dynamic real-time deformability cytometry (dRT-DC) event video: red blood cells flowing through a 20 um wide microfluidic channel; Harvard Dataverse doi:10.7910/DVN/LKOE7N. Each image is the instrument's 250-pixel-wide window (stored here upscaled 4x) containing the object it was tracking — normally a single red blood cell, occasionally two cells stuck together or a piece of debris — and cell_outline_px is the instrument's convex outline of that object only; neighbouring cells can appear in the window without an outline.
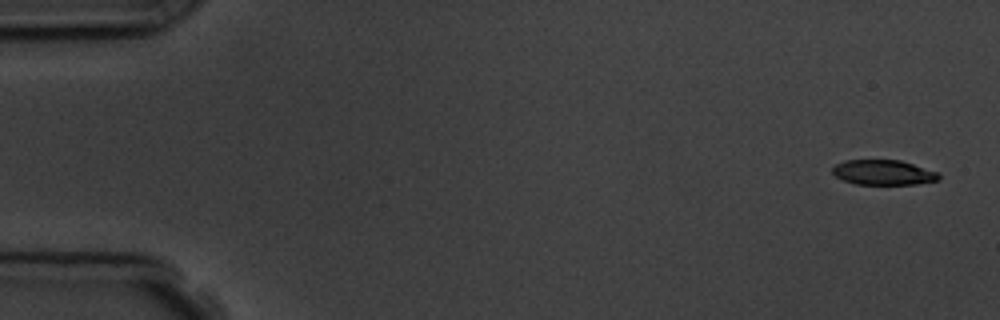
{"species": "common noctule bat (a hibernating species)", "species_latin": "Nyctalus noctula", "temperature_condition": "room temperature", "stored_images_in_passage": 5, "segment_of_instrument_passage": [1, 2], "camera_frame_rate_fps": 3000, "um_per_image_px": 0.085, "animal": {"sex": "male", "body_mass_g": 19.5, "forearm_length_mm": 54.6}, "frame": {"image": 1, "passage_image": 1, "time_ms": 0.0, "image_size_px": [1000, 320], "cell_outline_px": [[940, 180], [916, 184], [856, 184], [844, 180], [836, 176], [832, 172], [832, 168], [836, 164], [844, 160], [900, 160], [940, 172]], "centroid_in_image_um": [75.12, 14.65], "position_along_channel_um": 9.9, "area_um2": 15.55}}
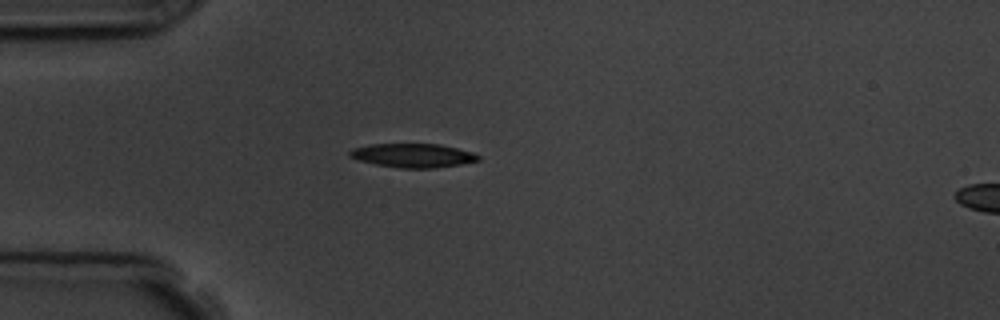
{"frame": {"image": 2, "passage_image": 4, "time_ms": 4.333, "image_size_px": [1000, 320], "cell_outline_px": [[480, 160], [460, 164], [436, 168], [400, 168], [376, 164], [356, 160], [348, 156], [348, 152], [352, 148], [372, 144], [440, 144], [472, 152], [480, 156]], "centroid_in_image_um": [35.06, 13.21], "position_along_channel_um": 49.9, "area_um2": 17.92}}